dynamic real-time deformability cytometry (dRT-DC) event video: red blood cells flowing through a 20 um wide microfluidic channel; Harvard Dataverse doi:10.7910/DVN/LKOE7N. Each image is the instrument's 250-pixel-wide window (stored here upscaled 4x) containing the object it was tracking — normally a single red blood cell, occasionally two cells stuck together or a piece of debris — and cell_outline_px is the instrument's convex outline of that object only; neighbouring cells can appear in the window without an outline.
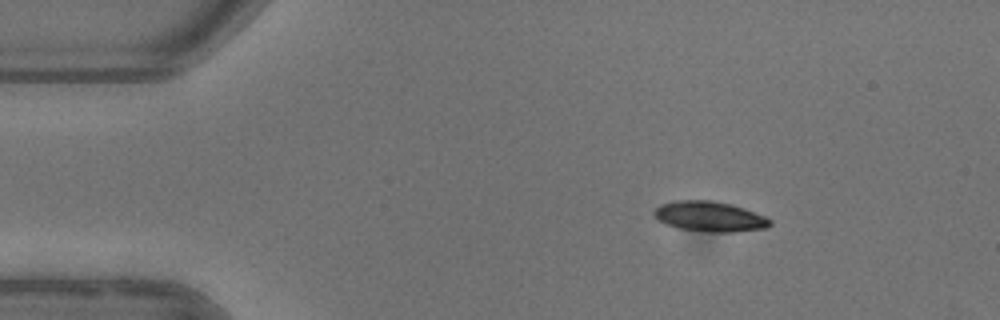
{"species": "common noctule bat (a hibernating species)", "species_latin": "Nyctalus noctula", "temperature_condition": "warm", "stored_images_in_passage": 3, "camera_frame_rate_fps": 3000, "um_per_image_px": 0.085, "animal": {"sex": "female"}, "frame": {"image": 1, "passage_image": 1, "time_ms": 0.0, "image_size_px": [1000, 320], "cell_outline_px": [[772, 224], [764, 228], [732, 232], [708, 232], [676, 228], [664, 224], [652, 212], [660, 204], [676, 200], [712, 200], [732, 204], [744, 208], [764, 216], [772, 220]], "centroid_in_image_um": [60.3, 18.4], "position_along_channel_um": 24.7, "area_um2": 20.46}}
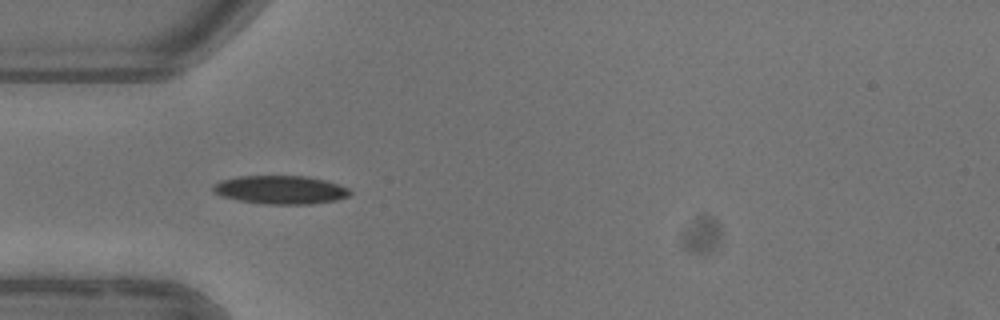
{"frame": {"image": 2, "passage_image": 2, "time_ms": 2.667, "image_size_px": [1000, 320], "cell_outline_px": [[352, 192], [348, 196], [336, 200], [312, 204], [264, 204], [240, 200], [220, 196], [212, 188], [212, 184], [220, 180], [236, 176], [308, 176], [324, 180], [348, 188]], "centroid_in_image_um": [23.82, 16.13], "position_along_channel_um": 61.2, "area_um2": 22.66}}
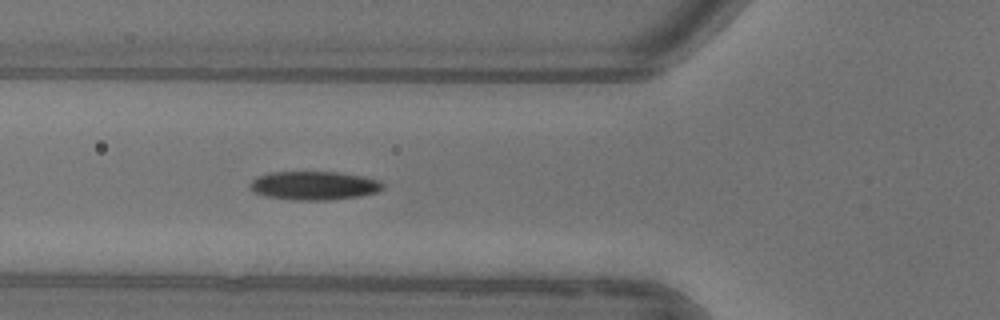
{"frame": {"image": 3, "passage_image": 3, "time_ms": 3.667, "image_size_px": [1000, 320], "cell_outline_px": [[384, 188], [376, 192], [360, 196], [328, 200], [292, 200], [264, 196], [252, 192], [248, 184], [252, 180], [260, 176], [272, 172], [340, 172], [364, 176], [376, 180], [384, 184]], "centroid_in_image_um": [26.67, 15.78], "position_along_channel_um": 99.1, "area_um2": 22.25}}